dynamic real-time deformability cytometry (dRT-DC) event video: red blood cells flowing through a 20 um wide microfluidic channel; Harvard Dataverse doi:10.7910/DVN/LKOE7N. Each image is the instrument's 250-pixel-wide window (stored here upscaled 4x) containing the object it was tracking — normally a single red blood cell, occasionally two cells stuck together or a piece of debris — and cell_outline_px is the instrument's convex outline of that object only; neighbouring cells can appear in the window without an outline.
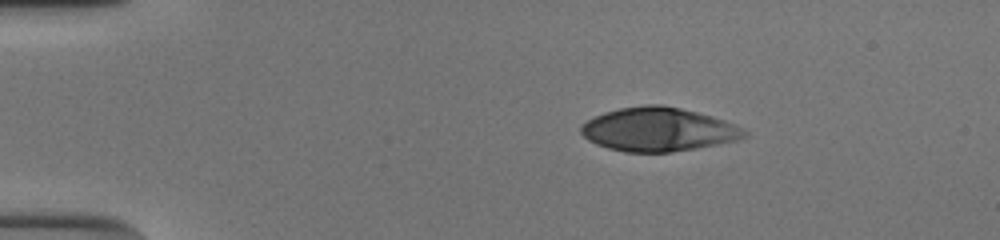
{"species": "human", "species_latin": "Homo sapiens", "temperature_condition": "cold", "stored_images_in_passage": 44, "camera_frame_rate_fps": 3000, "um_per_image_px": 0.085, "donor": {"sex": "male"}, "frame": {"image": 1, "passage_image": 1, "time_ms": 0.0, "image_size_px": [1000, 240], "cell_outline_px": [[748, 136], [736, 140], [696, 148], [672, 152], [624, 152], [608, 148], [596, 144], [588, 140], [580, 132], [580, 128], [588, 120], [604, 112], [620, 108], [644, 104], [660, 104], [680, 108], [712, 116], [724, 120], [744, 128], [748, 132]], "centroid_in_image_um": [55.97, 11.0], "position_along_channel_um": 29.0, "area_um2": 41.56}}
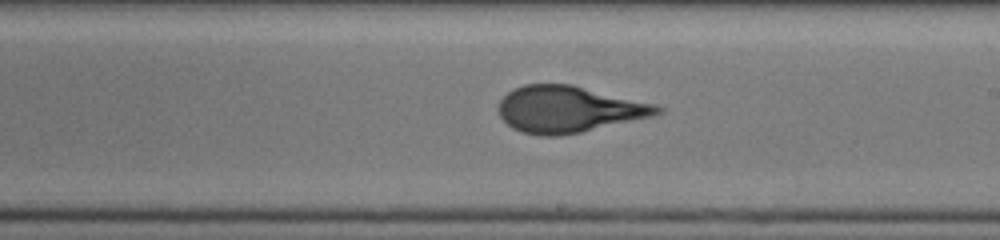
{"frame": {"image": 2, "passage_image": 23, "time_ms": 7.333, "image_size_px": [1000, 240], "cell_outline_px": [[664, 112], [656, 116], [580, 132], [556, 136], [540, 136], [520, 132], [512, 128], [500, 116], [496, 108], [500, 100], [512, 88], [524, 84], [572, 84], [656, 104], [664, 108]], "centroid_in_image_um": [48.34, 9.28], "position_along_channel_um": 240.7, "area_um2": 43.41}}
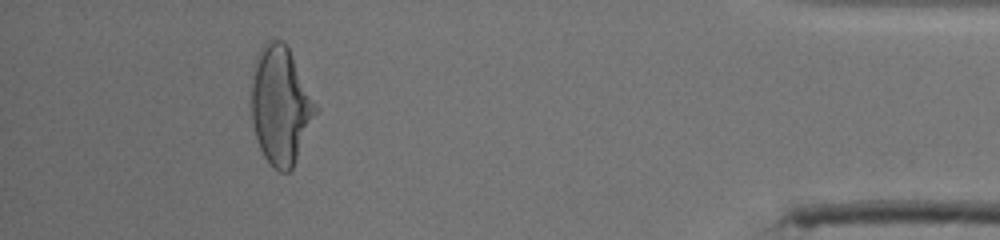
{"frame": {"image": 3, "passage_image": 40, "time_ms": 13.0, "image_size_px": [1000, 240], "cell_outline_px": [[320, 112], [292, 168], [288, 172], [280, 172], [272, 168], [264, 156], [260, 148], [252, 124], [248, 104], [252, 68], [264, 44], [268, 40], [280, 40], [288, 48], [320, 108]], "centroid_in_image_um": [23.84, 9.0], "position_along_channel_um": 411.4, "area_um2": 45.32}, "authors_computed_cell_mechanics": {"area_um2": 42.8876, "velocity_mm_per_s": 3.8955, "shape_relaxation_time_tau1_ms": 5.0838, "shape_relaxation_time_tau2_ms": 0.7899, "deformation_change_tau1": 0.219, "deformation_change_tau2": 0.063}}